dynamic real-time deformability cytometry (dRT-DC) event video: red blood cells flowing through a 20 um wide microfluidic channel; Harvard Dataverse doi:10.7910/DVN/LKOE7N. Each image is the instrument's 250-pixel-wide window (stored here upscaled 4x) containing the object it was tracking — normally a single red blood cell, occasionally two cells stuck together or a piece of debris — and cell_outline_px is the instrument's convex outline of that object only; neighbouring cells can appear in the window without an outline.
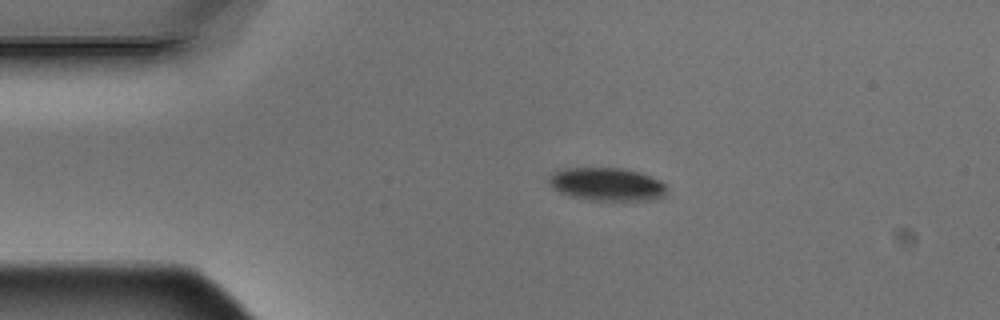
{"species": "Egyptian fruit bat (a non-hibernating species)", "species_latin": "Rousettus aegyptiacus", "temperature_condition": "warm", "stored_images_in_passage": 5, "camera_frame_rate_fps": 3000, "um_per_image_px": 0.085, "animal": {"sex": "male"}, "frame": {"image": 1, "passage_image": 3, "time_ms": 0.667, "image_size_px": [1000, 320], "cell_outline_px": [[664, 196], [648, 200], [592, 200], [572, 196], [560, 192], [552, 188], [548, 184], [548, 176], [556, 168], [624, 168], [640, 172], [660, 180], [664, 184]], "centroid_in_image_um": [51.51, 15.64], "position_along_channel_um": 33.5, "area_um2": 22.77}}
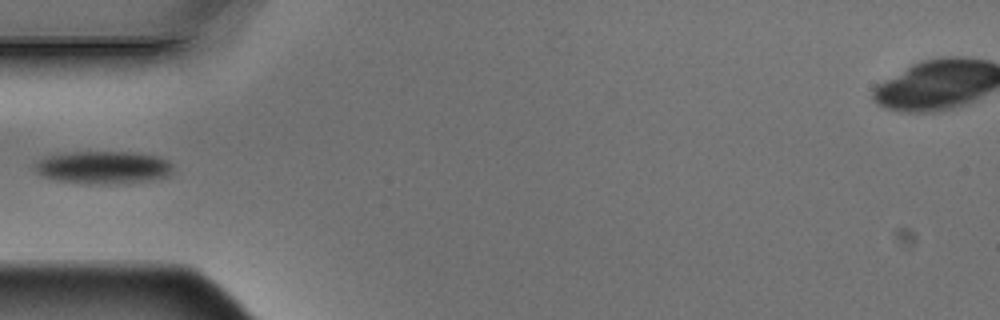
{"frame": {"image": 2, "passage_image": 5, "time_ms": 1.333, "image_size_px": [1000, 320], "cell_outline_px": [[172, 172], [168, 176], [148, 180], [108, 184], [88, 184], [60, 180], [44, 176], [36, 172], [36, 164], [40, 160], [48, 156], [64, 152], [136, 152], [160, 156], [168, 160], [172, 164]], "centroid_in_image_um": [8.83, 14.21], "position_along_channel_um": 76.2, "area_um2": 26.18}}